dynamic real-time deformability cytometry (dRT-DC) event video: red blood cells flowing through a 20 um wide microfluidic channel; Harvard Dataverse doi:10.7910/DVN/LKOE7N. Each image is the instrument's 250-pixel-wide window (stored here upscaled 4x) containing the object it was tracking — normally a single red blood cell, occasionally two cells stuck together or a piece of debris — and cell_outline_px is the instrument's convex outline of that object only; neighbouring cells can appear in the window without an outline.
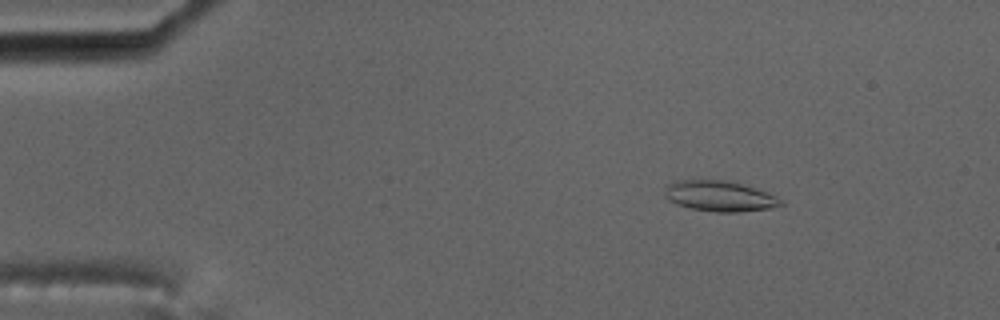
{"species": "common noctule bat (a hibernating species)", "species_latin": "Nyctalus noctula", "temperature_condition": "cold", "stored_images_in_passage": 6, "camera_frame_rate_fps": 3000, "um_per_image_px": 0.085, "animal": {"sex": "male", "body_mass_g": 17.5, "forearm_length_mm": 52.3}, "frame": {"image": 1, "passage_image": 3, "time_ms": 2.0, "image_size_px": [1000, 320], "cell_outline_px": [[784, 204], [772, 208], [740, 212], [716, 212], [692, 208], [676, 204], [668, 200], [664, 196], [664, 184], [672, 180], [736, 180], [776, 196]], "centroid_in_image_um": [61.13, 16.64], "position_along_channel_um": 23.9, "area_um2": 21.15}}